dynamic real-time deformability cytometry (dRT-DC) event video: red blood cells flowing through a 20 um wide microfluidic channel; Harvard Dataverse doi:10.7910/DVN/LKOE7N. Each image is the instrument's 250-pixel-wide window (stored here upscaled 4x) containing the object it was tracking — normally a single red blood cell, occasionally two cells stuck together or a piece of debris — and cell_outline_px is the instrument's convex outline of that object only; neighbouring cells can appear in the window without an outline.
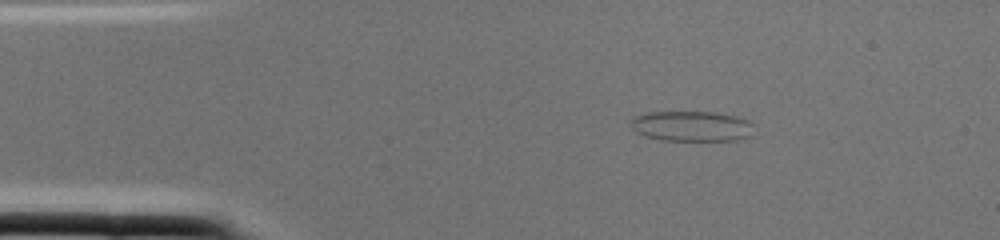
{"species": "common noctule bat (a hibernating species)", "species_latin": "Nyctalus noctula", "temperature_condition": "cold", "stored_images_in_passage": 2, "segment_of_instrument_passage": [1, 2], "camera_frame_rate_fps": 3000, "um_per_image_px": 0.085, "animal": {"sex": "female", "body_mass_g": 22.0, "forearm_length_mm": 56.7}, "frame": {"image": 1, "passage_image": 1, "time_ms": 0.0, "image_size_px": [1000, 240], "cell_outline_px": [[756, 124], [752, 136], [736, 140], [660, 140], [644, 136], [636, 132], [628, 124], [628, 120], [636, 116], [648, 112], [716, 112], [736, 116], [748, 120]], "centroid_in_image_um": [58.81, 10.72], "position_along_channel_um": 26.2, "area_um2": 22.2}}